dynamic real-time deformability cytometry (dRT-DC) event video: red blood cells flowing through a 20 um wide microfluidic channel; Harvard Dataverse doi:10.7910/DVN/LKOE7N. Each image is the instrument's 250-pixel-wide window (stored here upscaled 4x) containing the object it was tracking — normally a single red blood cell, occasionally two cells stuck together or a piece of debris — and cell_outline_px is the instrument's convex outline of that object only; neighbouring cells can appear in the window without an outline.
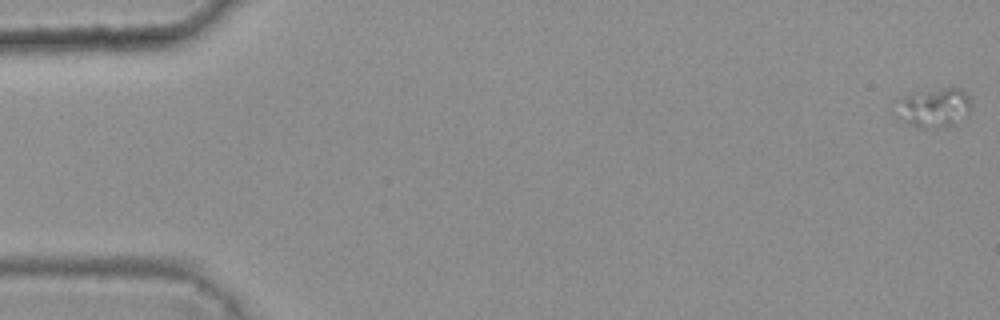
{"species": "common noctule bat (a hibernating species)", "species_latin": "Nyctalus noctula", "temperature_condition": "warm", "stored_images_in_passage": 2, "camera_frame_rate_fps": 3000, "um_per_image_px": 0.085, "animal": {"sex": "female", "body_mass_g": 25.1}, "frame": {"image": 1, "passage_image": 2, "time_ms": 0.333, "image_size_px": [1000, 320], "cell_outline_px": [[972, 108], [968, 116], [956, 124], [948, 128], [920, 128], [900, 120], [892, 112], [896, 100], [912, 92], [944, 88], [960, 88], [968, 96], [972, 104]], "centroid_in_image_um": [79.35, 9.18], "position_along_channel_um": 5.6, "area_um2": 18.09}}